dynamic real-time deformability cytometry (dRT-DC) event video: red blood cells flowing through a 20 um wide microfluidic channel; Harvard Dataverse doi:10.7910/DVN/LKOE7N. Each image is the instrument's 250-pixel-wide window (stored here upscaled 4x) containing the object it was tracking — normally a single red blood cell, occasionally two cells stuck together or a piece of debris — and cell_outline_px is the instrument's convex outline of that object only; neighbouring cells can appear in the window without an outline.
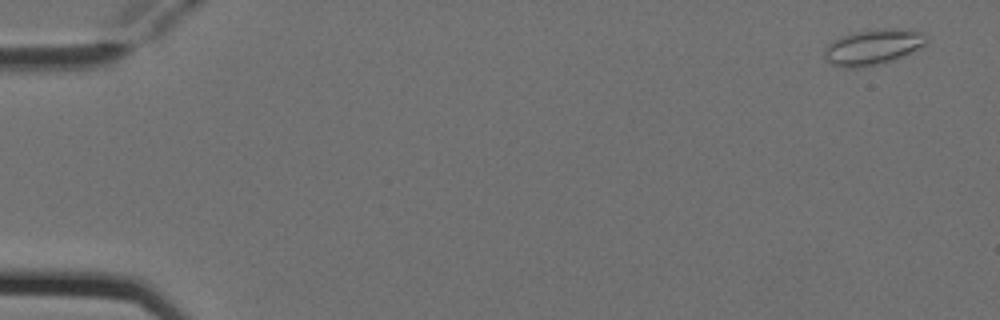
{"species": "Egyptian fruit bat (a non-hibernating species)", "species_latin": "Rousettus aegyptiacus", "temperature_condition": "cold", "stored_images_in_passage": 6, "camera_frame_rate_fps": 3000, "um_per_image_px": 0.085, "animal": {"sex": "female"}, "frame": {"image": 1, "passage_image": 1, "time_ms": 0.0, "image_size_px": [1000, 320], "cell_outline_px": [[928, 40], [924, 44], [904, 56], [892, 60], [876, 64], [856, 68], [844, 68], [832, 64], [824, 56], [824, 48], [832, 40], [840, 36], [852, 32], [884, 28], [908, 28], [924, 32], [928, 36]], "centroid_in_image_um": [74.21, 3.96], "position_along_channel_um": 10.8, "area_um2": 21.33}}
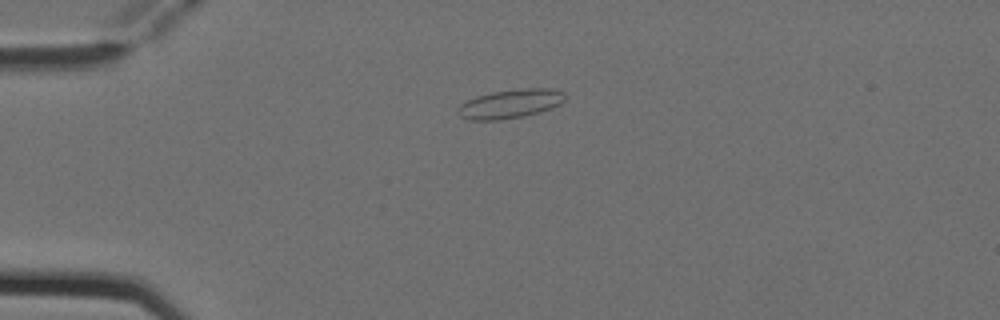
{"frame": {"image": 2, "passage_image": 4, "time_ms": 1.0, "image_size_px": [1000, 320], "cell_outline_px": [[564, 100], [560, 104], [552, 108], [540, 112], [524, 116], [500, 120], [468, 120], [460, 116], [456, 112], [456, 108], [460, 104], [476, 96], [492, 92], [524, 88], [552, 88], [564, 92]], "centroid_in_image_um": [43.35, 8.83], "position_along_channel_um": 41.6, "area_um2": 18.21}}